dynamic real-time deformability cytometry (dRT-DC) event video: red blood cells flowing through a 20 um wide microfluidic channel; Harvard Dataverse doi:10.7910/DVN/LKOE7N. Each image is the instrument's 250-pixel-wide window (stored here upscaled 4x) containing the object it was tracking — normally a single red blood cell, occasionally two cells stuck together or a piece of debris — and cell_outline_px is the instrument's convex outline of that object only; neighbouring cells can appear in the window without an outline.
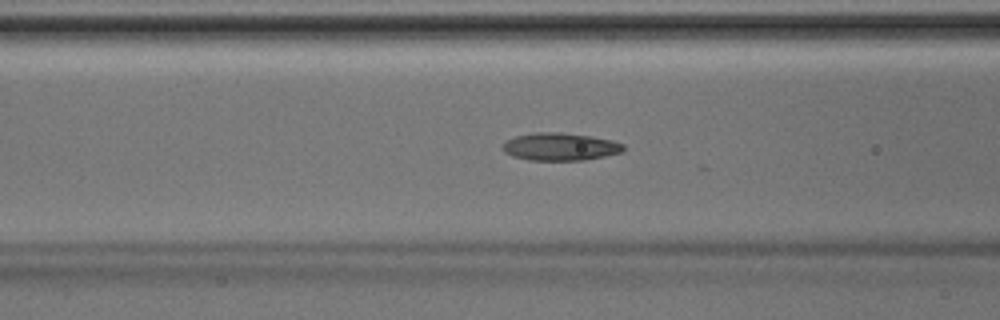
{"species": "Egyptian fruit bat (a non-hibernating species)", "species_latin": "Rousettus aegyptiacus", "temperature_condition": "room temperature", "stored_images_in_passage": 10, "camera_frame_rate_fps": 3000, "um_per_image_px": 0.085, "animal": {"sex": "male"}, "frame": {"image": 1, "passage_image": 8, "time_ms": 2.333, "image_size_px": [1000, 320], "cell_outline_px": [[624, 152], [584, 160], [528, 160], [512, 156], [504, 152], [500, 148], [508, 140], [516, 136], [532, 132], [560, 132], [592, 136], [612, 140], [624, 144]], "centroid_in_image_um": [47.62, 12.47], "position_along_channel_um": 119.0, "area_um2": 19.59}}